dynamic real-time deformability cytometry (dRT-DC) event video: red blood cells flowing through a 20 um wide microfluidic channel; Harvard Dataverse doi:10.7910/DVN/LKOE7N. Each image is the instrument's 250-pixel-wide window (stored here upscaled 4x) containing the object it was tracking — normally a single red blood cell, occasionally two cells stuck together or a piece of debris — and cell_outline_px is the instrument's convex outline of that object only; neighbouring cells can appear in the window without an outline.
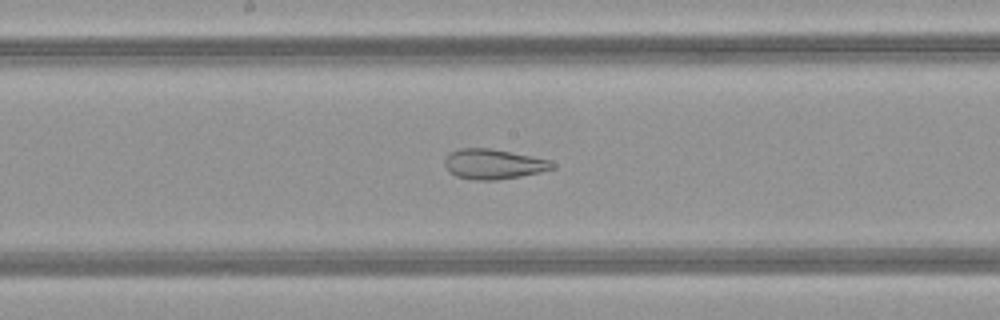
{"species": "common noctule bat (a hibernating species)", "species_latin": "Nyctalus noctula", "temperature_condition": "warm", "stored_images_in_passage": 48, "camera_frame_rate_fps": 3000, "um_per_image_px": 0.085, "animal": {"sex": "female", "body_mass_g": 21.9}, "frame": {"image": 1, "passage_image": 25, "time_ms": 8.0, "image_size_px": [1000, 320], "cell_outline_px": [[556, 168], [540, 172], [520, 176], [496, 180], [476, 180], [456, 176], [448, 172], [444, 164], [444, 160], [452, 152], [460, 148], [492, 148], [552, 160], [556, 164]], "centroid_in_image_um": [41.98, 13.94], "position_along_channel_um": 206.2, "area_um2": 18.96}}
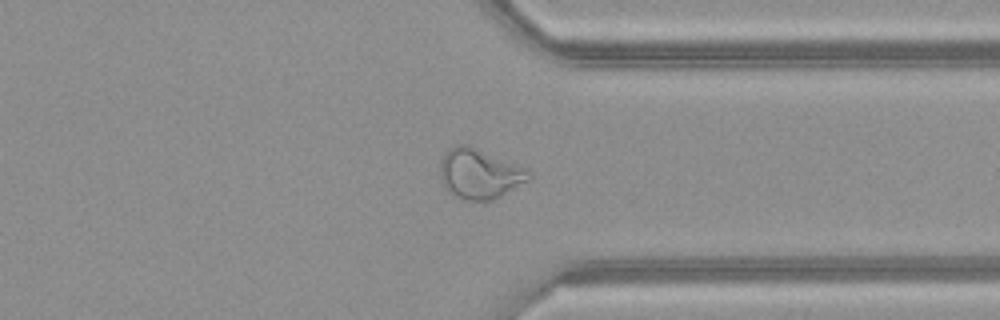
{"frame": {"image": 2, "passage_image": 37, "time_ms": 12.0, "image_size_px": [1000, 320], "cell_outline_px": [[532, 180], [492, 200], [464, 200], [452, 196], [444, 188], [440, 176], [440, 164], [444, 152], [448, 148], [456, 144], [468, 144], [532, 172]], "centroid_in_image_um": [40.72, 14.78], "position_along_channel_um": 370.7, "area_um2": 26.01}}
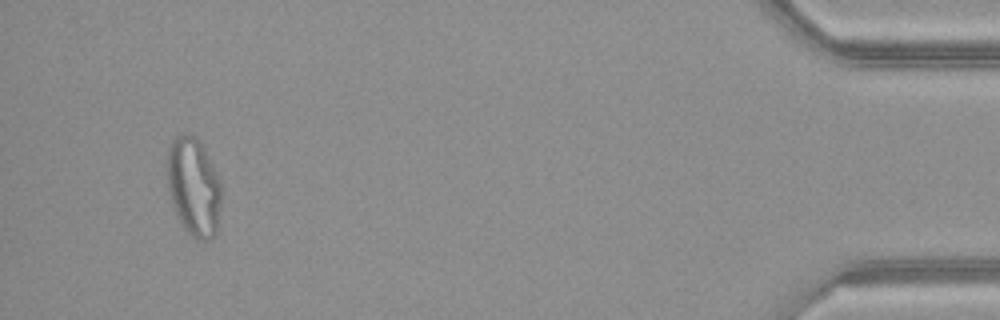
{"frame": {"image": 3, "passage_image": 46, "time_ms": 15.0, "image_size_px": [1000, 320], "cell_outline_px": [[224, 192], [216, 232], [212, 240], [196, 240], [184, 228], [176, 216], [168, 192], [168, 148], [172, 140], [176, 136], [184, 132], [196, 136], [204, 148], [220, 180]], "centroid_in_image_um": [16.49, 15.9], "position_along_channel_um": 418.7, "area_um2": 31.67}, "authors_computed_cell_mechanics": {"area_um2": 28.0619, "velocity_mm_per_s": 4.1624, "shape_relaxation_time_tau1_ms": null, "shape_relaxation_time_tau2_ms": 1.2909, "deformation_change_tau1": null, "deformation_change_tau2": 0.0971}}